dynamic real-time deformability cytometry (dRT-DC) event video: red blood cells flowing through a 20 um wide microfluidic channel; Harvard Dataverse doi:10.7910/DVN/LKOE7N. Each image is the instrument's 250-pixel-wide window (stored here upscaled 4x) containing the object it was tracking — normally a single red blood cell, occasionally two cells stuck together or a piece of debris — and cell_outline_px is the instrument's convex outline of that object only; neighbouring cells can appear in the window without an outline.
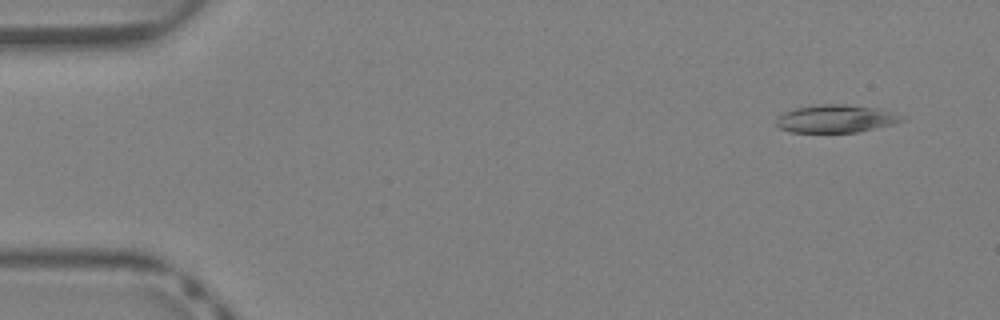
{"species": "Egyptian fruit bat (a non-hibernating species)", "species_latin": "Rousettus aegyptiacus", "temperature_condition": "warm", "stored_images_in_passage": 5, "camera_frame_rate_fps": 3000, "um_per_image_px": 0.085, "animal": {"sex": "female"}, "frame": {"image": 1, "passage_image": 3, "time_ms": 0.667, "image_size_px": [1000, 320], "cell_outline_px": [[908, 116], [904, 120], [892, 124], [860, 132], [792, 132], [780, 128], [776, 124], [776, 116], [792, 108], [816, 104], [844, 104], [880, 108]], "centroid_in_image_um": [71.07, 10.07], "position_along_channel_um": 13.9, "area_um2": 20.75}}